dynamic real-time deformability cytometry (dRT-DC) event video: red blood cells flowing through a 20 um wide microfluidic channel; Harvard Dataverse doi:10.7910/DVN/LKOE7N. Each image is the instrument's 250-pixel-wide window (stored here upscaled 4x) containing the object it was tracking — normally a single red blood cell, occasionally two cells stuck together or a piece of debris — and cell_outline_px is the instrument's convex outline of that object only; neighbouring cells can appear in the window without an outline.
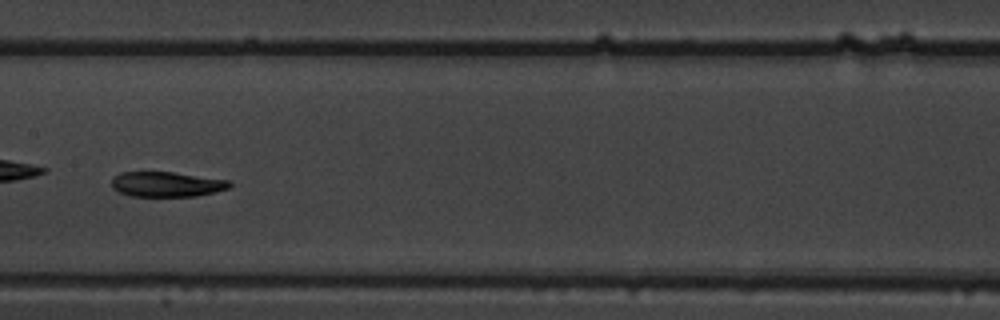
{"species": "common noctule bat (a hibernating species)", "species_latin": "Nyctalus noctula", "temperature_condition": "warm", "stored_images_in_passage": 14, "camera_frame_rate_fps": 3000, "um_per_image_px": 0.085, "animal": {"sex": "male", "body_mass_g": 19.5, "forearm_length_mm": 54.6}, "frame": {"image": 1, "passage_image": 8, "time_ms": 2.333, "image_size_px": [1000, 320], "cell_outline_px": [[232, 184], [228, 188], [216, 192], [196, 196], [132, 196], [120, 192], [112, 188], [112, 176], [120, 172], [172, 172], [232, 180]], "centroid_in_image_um": [14.18, 15.65], "position_along_channel_um": 193.2, "area_um2": 17.34}}
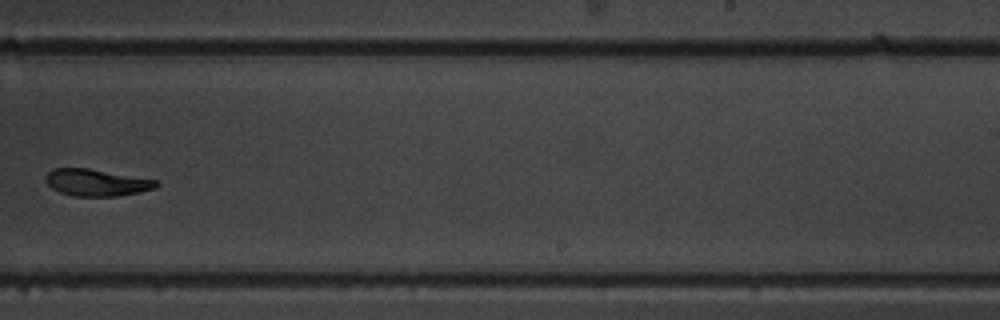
{"frame": {"image": 2, "passage_image": 10, "time_ms": 3.0, "image_size_px": [1000, 320], "cell_outline_px": [[160, 184], [156, 188], [140, 192], [120, 196], [72, 196], [60, 192], [52, 188], [48, 184], [44, 176], [52, 168], [88, 168], [156, 180]], "centroid_in_image_um": [8.2, 15.52], "position_along_channel_um": 280.8, "area_um2": 17.34}}
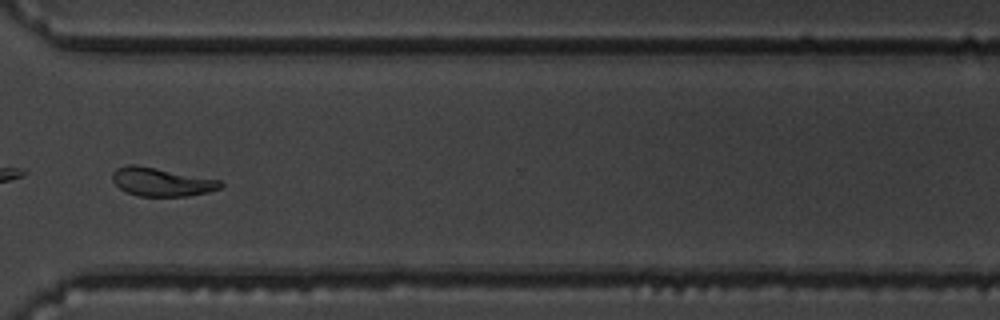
{"frame": {"image": 3, "passage_image": 12, "time_ms": 3.667, "image_size_px": [1000, 320], "cell_outline_px": [[224, 184], [220, 188], [208, 192], [188, 196], [140, 196], [128, 192], [120, 188], [112, 180], [112, 172], [116, 168], [128, 164], [136, 164], [220, 180]], "centroid_in_image_um": [13.72, 15.45], "position_along_channel_um": 356.9, "area_um2": 17.86}}